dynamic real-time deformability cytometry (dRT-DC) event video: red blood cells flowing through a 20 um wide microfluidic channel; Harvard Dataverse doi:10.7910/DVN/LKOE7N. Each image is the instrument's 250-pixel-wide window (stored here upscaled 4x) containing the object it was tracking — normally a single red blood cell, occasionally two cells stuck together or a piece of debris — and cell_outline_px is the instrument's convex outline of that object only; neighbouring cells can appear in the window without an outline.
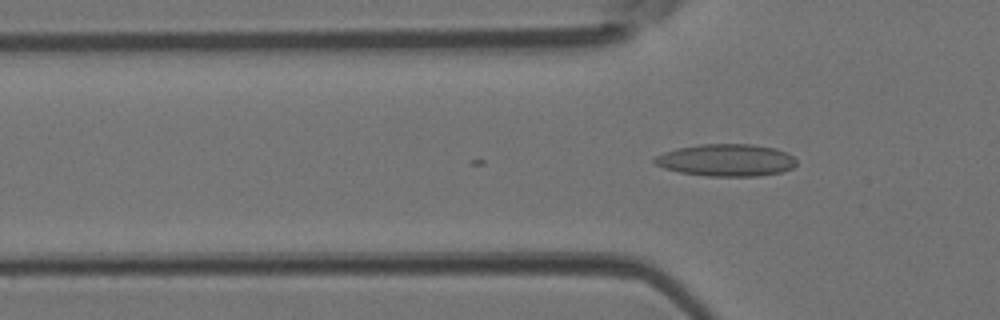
{"species": "Egyptian fruit bat (a non-hibernating species)", "species_latin": "Rousettus aegyptiacus", "temperature_condition": "room temperature", "stored_images_in_passage": 2, "camera_frame_rate_fps": 3000, "um_per_image_px": 0.085, "animal": {"sex": "female"}, "frame": {"image": 1, "passage_image": 2, "time_ms": 0.333, "image_size_px": [1000, 320], "cell_outline_px": [[796, 164], [792, 168], [780, 172], [756, 176], [708, 176], [680, 172], [664, 168], [656, 164], [652, 160], [656, 156], [664, 152], [676, 148], [700, 144], [752, 144], [772, 148], [784, 152], [792, 156], [796, 160]], "centroid_in_image_um": [61.7, 13.61], "position_along_channel_um": 64.1, "area_um2": 26.41}}